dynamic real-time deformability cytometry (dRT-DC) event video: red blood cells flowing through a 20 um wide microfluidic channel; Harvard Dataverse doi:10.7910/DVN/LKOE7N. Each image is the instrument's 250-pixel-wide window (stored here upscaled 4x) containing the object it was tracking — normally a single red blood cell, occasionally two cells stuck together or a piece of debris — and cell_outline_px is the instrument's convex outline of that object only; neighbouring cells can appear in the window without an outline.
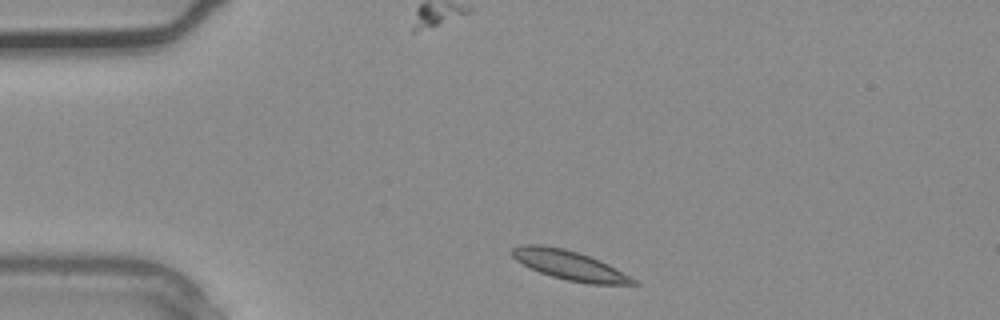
{"species": "common noctule bat (a hibernating species)", "species_latin": "Nyctalus noctula", "temperature_condition": "warm", "stored_images_in_passage": 2, "camera_frame_rate_fps": 3000, "um_per_image_px": 0.085, "animal": {"sex": "male", "body_mass_g": 20.4}, "frame": {"image": 1, "passage_image": 1, "time_ms": 0.0, "image_size_px": [1000, 320], "cell_outline_px": [[640, 284], [588, 284], [568, 280], [552, 276], [540, 272], [516, 260], [512, 256], [512, 248], [524, 244], [540, 244], [564, 248], [580, 252], [600, 260], [616, 268], [636, 280]], "centroid_in_image_um": [48.42, 22.53], "position_along_channel_um": 36.6, "area_um2": 20.58}}
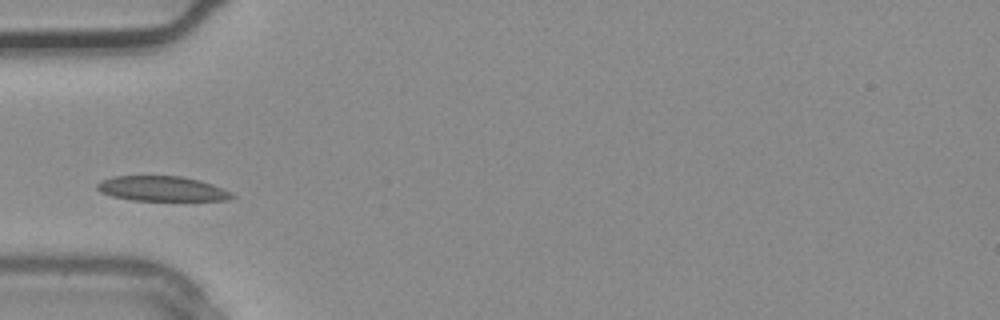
{"frame": {"image": 2, "passage_image": 2, "time_ms": 0.333, "image_size_px": [1000, 320], "cell_outline_px": [[236, 196], [228, 200], [132, 200], [112, 196], [100, 192], [96, 188], [96, 184], [100, 180], [112, 176], [180, 176], [200, 180], [212, 184], [232, 192]], "centroid_in_image_um": [13.75, 16.03], "position_along_channel_um": 71.3, "area_um2": 19.65}}